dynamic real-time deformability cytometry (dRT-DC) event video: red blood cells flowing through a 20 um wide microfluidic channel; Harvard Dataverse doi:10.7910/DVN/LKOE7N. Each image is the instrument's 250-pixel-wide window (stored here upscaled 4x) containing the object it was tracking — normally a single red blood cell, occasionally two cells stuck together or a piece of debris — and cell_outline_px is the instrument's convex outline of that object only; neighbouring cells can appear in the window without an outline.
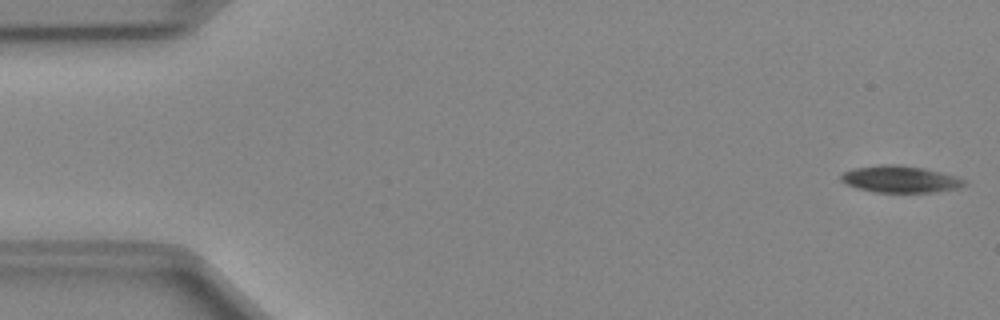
{"species": "Egyptian fruit bat (a non-hibernating species)", "species_latin": "Rousettus aegyptiacus", "temperature_condition": "cold", "stored_images_in_passage": 49, "camera_frame_rate_fps": 3000, "um_per_image_px": 0.085, "animal": {"sex": "female"}, "frame": {"image": 1, "passage_image": 1, "time_ms": 0.0, "image_size_px": [1000, 320], "cell_outline_px": [[968, 184], [960, 188], [936, 192], [876, 192], [856, 188], [840, 180], [840, 176], [844, 172], [856, 168], [880, 164], [900, 164], [924, 168], [940, 172], [964, 180]], "centroid_in_image_um": [76.52, 15.23], "position_along_channel_um": 8.5, "area_um2": 19.19}}
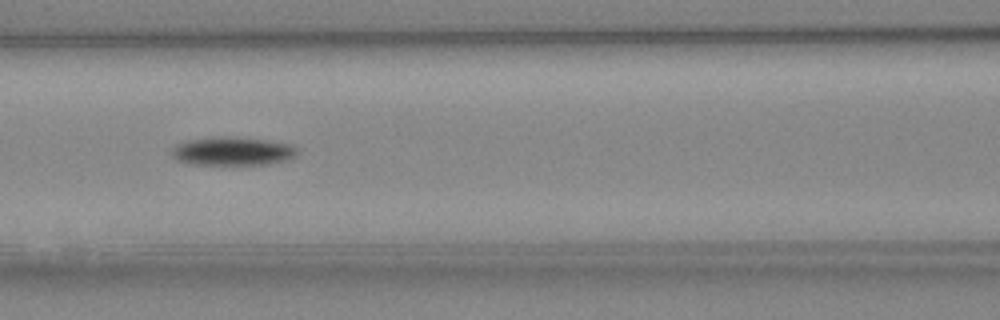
{"frame": {"image": 2, "passage_image": 21, "time_ms": 6.667, "image_size_px": [1000, 320], "cell_outline_px": [[300, 152], [296, 156], [284, 160], [268, 164], [188, 164], [176, 160], [172, 156], [172, 148], [176, 144], [188, 140], [212, 136], [236, 136], [268, 140], [292, 144], [300, 148]], "centroid_in_image_um": [19.79, 12.83], "position_along_channel_um": 146.8, "area_um2": 21.27}}
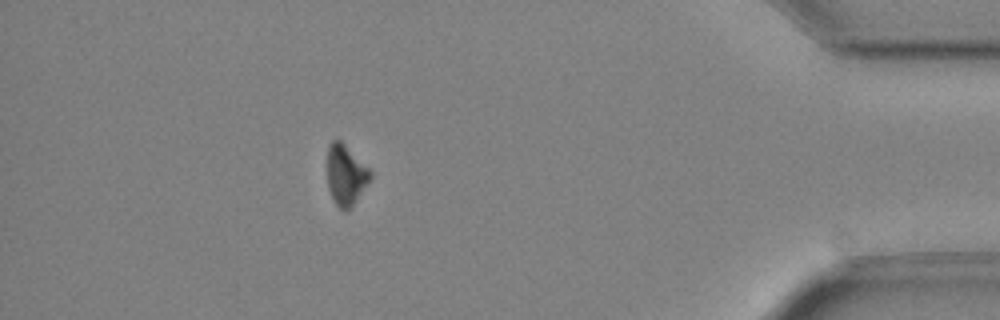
{"frame": {"image": 3, "passage_image": 44, "time_ms": 14.333, "image_size_px": [1000, 320], "cell_outline_px": [[372, 176], [348, 212], [344, 212], [336, 204], [328, 188], [328, 144], [332, 140], [340, 140], [372, 172]], "centroid_in_image_um": [29.38, 14.89], "position_along_channel_um": 405.8, "area_um2": 14.85}, "authors_computed_cell_mechanics": {"area_um2": 19.4208, "velocity_mm_per_s": 4.0225, "shape_relaxation_time_tau1_ms": 1.1703, "shape_relaxation_time_tau2_ms": null, "deformation_change_tau1": 0.0764, "deformation_change_tau2": null}}